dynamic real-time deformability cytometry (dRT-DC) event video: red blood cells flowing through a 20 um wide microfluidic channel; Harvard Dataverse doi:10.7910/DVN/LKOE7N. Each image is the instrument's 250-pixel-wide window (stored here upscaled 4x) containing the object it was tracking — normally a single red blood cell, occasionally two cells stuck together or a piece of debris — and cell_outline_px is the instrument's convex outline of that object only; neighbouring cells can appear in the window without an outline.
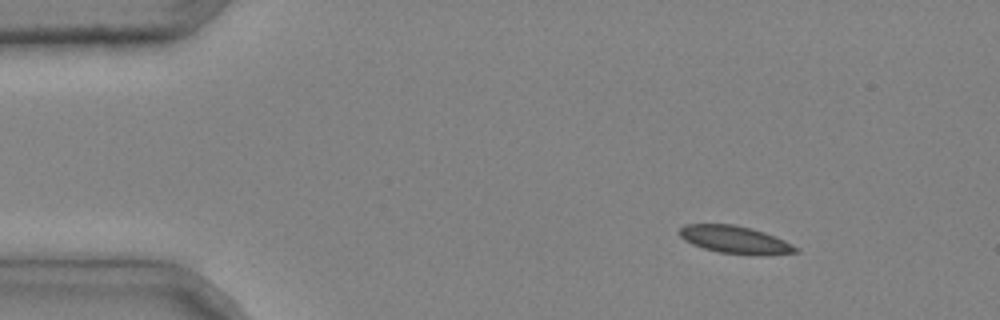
{"species": "common noctule bat (a hibernating species)", "species_latin": "Nyctalus noctula", "temperature_condition": "cold", "stored_images_in_passage": 2, "camera_frame_rate_fps": 3000, "um_per_image_px": 0.085, "animal": {"sex": "male", "body_mass_g": 20.4}, "frame": {"image": 1, "passage_image": 1, "time_ms": 0.0, "image_size_px": [1000, 320], "cell_outline_px": [[800, 252], [720, 252], [704, 248], [692, 244], [684, 240], [680, 236], [680, 228], [684, 224], [732, 224], [752, 228], [764, 232], [784, 240], [800, 248]], "centroid_in_image_um": [62.38, 20.31], "position_along_channel_um": 22.6, "area_um2": 17.63}}